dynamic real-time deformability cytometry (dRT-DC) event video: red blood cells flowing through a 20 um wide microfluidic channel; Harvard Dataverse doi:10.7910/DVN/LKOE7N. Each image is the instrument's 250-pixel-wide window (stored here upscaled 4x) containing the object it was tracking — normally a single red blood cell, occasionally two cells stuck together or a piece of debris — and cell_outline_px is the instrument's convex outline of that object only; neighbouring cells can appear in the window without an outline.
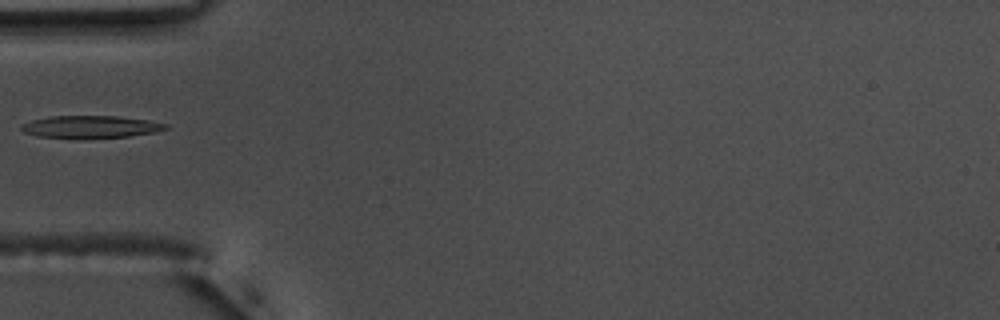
{"species": "common noctule bat (a hibernating species)", "species_latin": "Nyctalus noctula", "temperature_condition": "warm", "stored_images_in_passage": 33, "camera_frame_rate_fps": 3000, "um_per_image_px": 0.085, "animal": {"sex": "male", "body_mass_g": 17.5, "forearm_length_mm": 52.3}, "frame": {"image": 1, "passage_image": 1, "time_ms": 0.0, "image_size_px": [1000, 320], "cell_outline_px": [[168, 128], [156, 132], [128, 136], [88, 140], [84, 140], [36, 136], [24, 132], [20, 128], [20, 124], [32, 120], [52, 116], [116, 116], [148, 120], [168, 124]], "centroid_in_image_um": [7.67, 10.81], "position_along_channel_um": 77.3, "area_um2": 19.36}}